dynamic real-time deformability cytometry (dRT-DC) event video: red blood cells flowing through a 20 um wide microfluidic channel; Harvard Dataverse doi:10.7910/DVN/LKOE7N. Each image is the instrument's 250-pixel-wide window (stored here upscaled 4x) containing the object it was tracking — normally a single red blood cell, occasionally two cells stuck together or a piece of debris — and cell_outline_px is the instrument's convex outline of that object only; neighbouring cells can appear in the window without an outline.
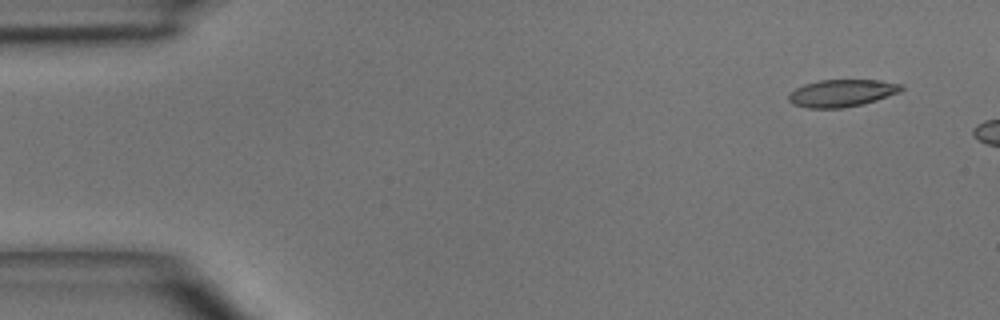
{"species": "common noctule bat (a hibernating species)", "species_latin": "Nyctalus noctula", "temperature_condition": "room temperature", "stored_images_in_passage": 4, "camera_frame_rate_fps": 3000, "um_per_image_px": 0.085, "animal": {"sex": "male", "body_mass_g": 15.6}, "frame": {"image": 1, "passage_image": 1, "time_ms": 0.0, "image_size_px": [1000, 320], "cell_outline_px": [[904, 88], [900, 92], [864, 104], [844, 108], [808, 108], [792, 104], [788, 100], [788, 92], [804, 84], [820, 80], [880, 80], [904, 84]], "centroid_in_image_um": [71.55, 7.91], "position_along_channel_um": 13.4, "area_um2": 18.15}}